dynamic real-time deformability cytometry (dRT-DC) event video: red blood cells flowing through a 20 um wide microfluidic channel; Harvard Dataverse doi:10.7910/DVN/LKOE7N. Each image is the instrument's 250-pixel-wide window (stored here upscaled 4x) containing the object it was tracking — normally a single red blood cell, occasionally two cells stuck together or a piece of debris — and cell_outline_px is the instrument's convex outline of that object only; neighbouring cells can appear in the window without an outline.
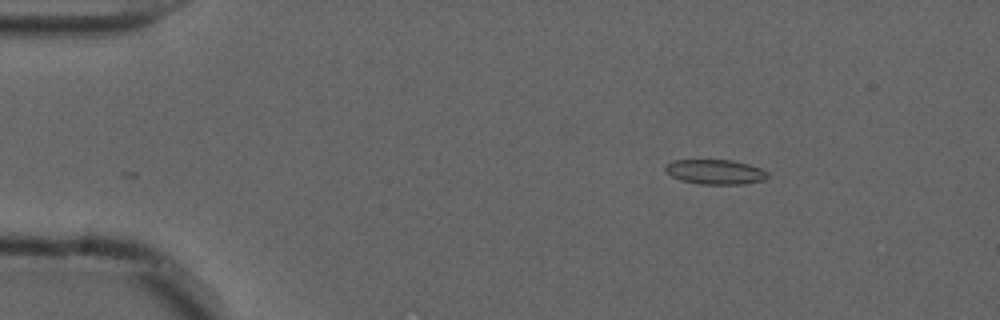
{"species": "common noctule bat (a hibernating species)", "species_latin": "Nyctalus noctula", "temperature_condition": "cold", "stored_images_in_passage": 48, "camera_frame_rate_fps": 3000, "um_per_image_px": 0.085, "animal": {"sex": "male", "forearm_length_mm": 52.5}, "frame": {"image": 1, "passage_image": 1, "time_ms": 0.0, "image_size_px": [1000, 320], "cell_outline_px": [[768, 176], [764, 180], [744, 184], [700, 184], [680, 180], [672, 176], [664, 168], [664, 164], [672, 160], [732, 160], [748, 164], [760, 168], [768, 172]], "centroid_in_image_um": [60.79, 14.61], "position_along_channel_um": 24.2, "area_um2": 14.8}}
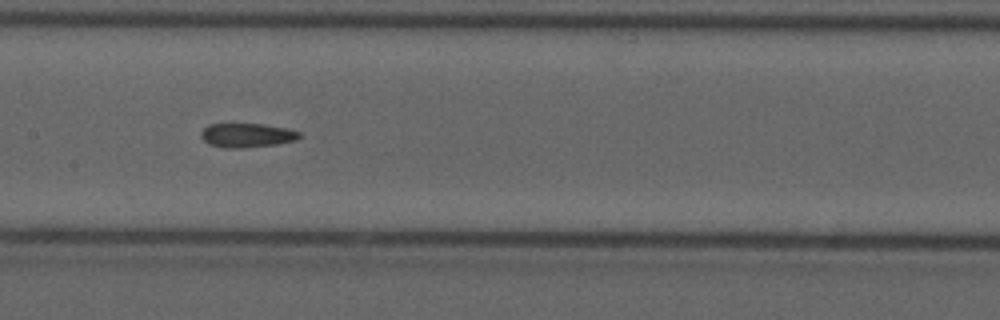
{"frame": {"image": 2, "passage_image": 20, "time_ms": 6.333, "image_size_px": [1000, 320], "cell_outline_px": [[300, 136], [296, 140], [276, 144], [240, 148], [224, 148], [208, 144], [200, 136], [200, 132], [208, 124], [264, 124], [288, 128], [300, 132]], "centroid_in_image_um": [20.97, 11.49], "position_along_channel_um": 186.4, "area_um2": 13.87}}
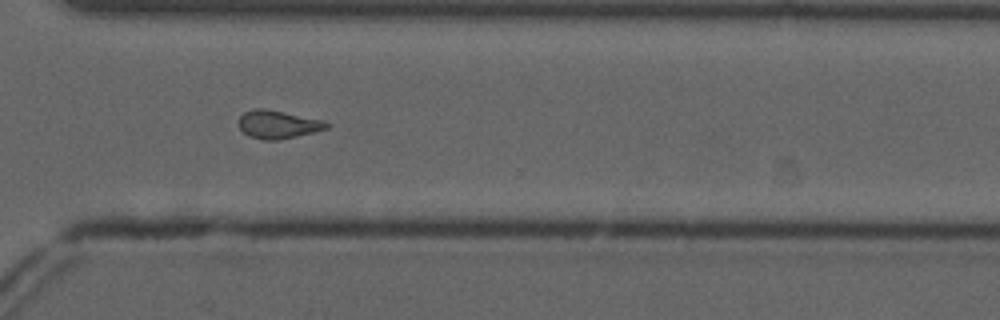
{"frame": {"image": 3, "passage_image": 33, "time_ms": 10.667, "image_size_px": [1000, 320], "cell_outline_px": [[332, 124], [328, 128], [296, 136], [276, 140], [264, 140], [248, 136], [240, 128], [240, 116], [244, 112], [256, 108], [264, 108], [324, 120]], "centroid_in_image_um": [23.65, 10.57], "position_along_channel_um": 347.0, "area_um2": 14.28}, "authors_computed_cell_mechanics": {"area_um2": 14.3055, "velocity_mm_per_s": 3.7141, "shape_relaxation_time_tau1_ms": null, "shape_relaxation_time_tau2_ms": 3.239, "deformation_change_tau1": null, "deformation_change_tau2": 0.1166}}